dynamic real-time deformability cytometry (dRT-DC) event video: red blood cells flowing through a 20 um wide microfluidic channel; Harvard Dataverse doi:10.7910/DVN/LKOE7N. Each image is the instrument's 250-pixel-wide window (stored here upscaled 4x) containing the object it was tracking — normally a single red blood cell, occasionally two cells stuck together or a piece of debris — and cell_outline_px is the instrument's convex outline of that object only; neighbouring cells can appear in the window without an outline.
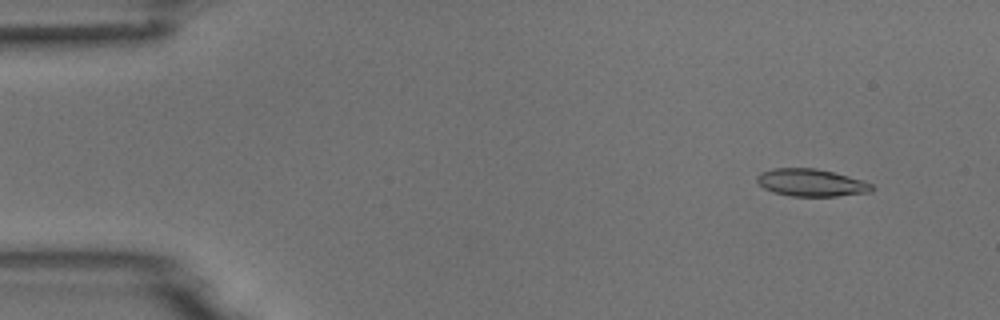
{"species": "common noctule bat (a hibernating species)", "species_latin": "Nyctalus noctula", "temperature_condition": "room temperature", "stored_images_in_passage": 54, "camera_frame_rate_fps": 3000, "um_per_image_px": 0.085, "animal": {"sex": "male", "body_mass_g": 18.8}, "frame": {"image": 1, "passage_image": 5, "time_ms": 1.333, "image_size_px": [1000, 320], "cell_outline_px": [[876, 188], [872, 192], [836, 196], [792, 196], [772, 192], [764, 188], [756, 180], [756, 176], [760, 172], [772, 168], [816, 168], [848, 176], [872, 184]], "centroid_in_image_um": [68.94, 15.53], "position_along_channel_um": 16.1, "area_um2": 18.38}}
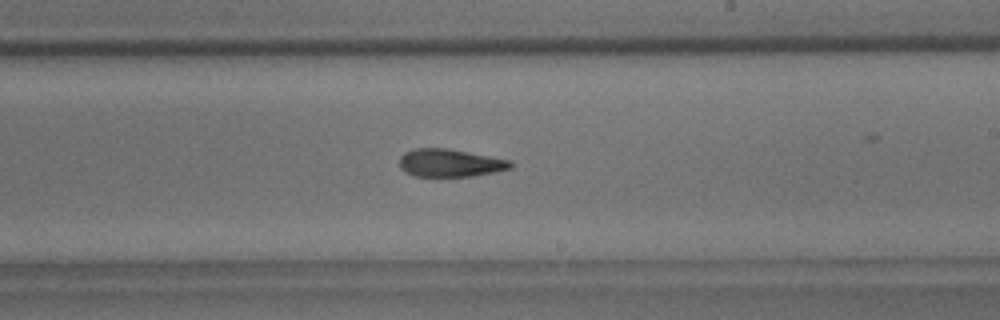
{"frame": {"image": 2, "passage_image": 32, "time_ms": 10.333, "image_size_px": [1000, 320], "cell_outline_px": [[512, 168], [496, 172], [472, 176], [416, 176], [404, 172], [400, 168], [400, 156], [404, 152], [412, 148], [448, 148], [512, 160]], "centroid_in_image_um": [38.25, 13.84], "position_along_channel_um": 250.7, "area_um2": 18.21}}
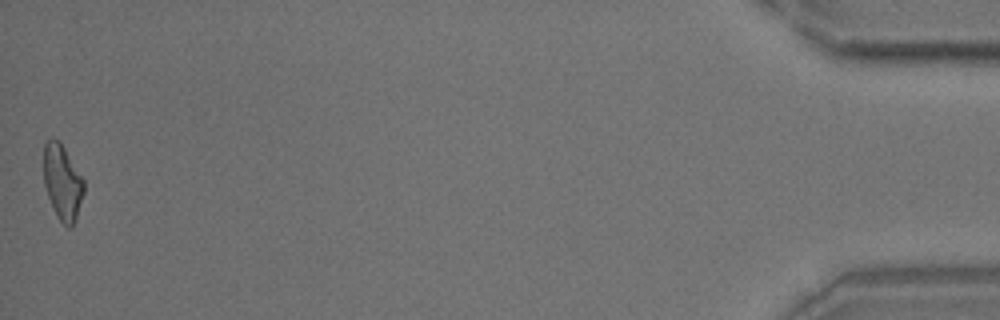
{"frame": {"image": 3, "passage_image": 54, "time_ms": 17.667, "image_size_px": [1000, 320], "cell_outline_px": [[84, 192], [72, 228], [68, 228], [56, 216], [48, 196], [44, 184], [44, 144], [52, 136], [60, 140], [84, 180]], "centroid_in_image_um": [5.3, 15.46], "position_along_channel_um": 429.9, "area_um2": 17.63}, "authors_computed_cell_mechanics": {"area_um2": 18.4382, "velocity_mm_per_s": 3.7342, "shape_relaxation_time_tau1_ms": null, "shape_relaxation_time_tau2_ms": 8.1293, "deformation_change_tau1": null, "deformation_change_tau2": 0.1511}}